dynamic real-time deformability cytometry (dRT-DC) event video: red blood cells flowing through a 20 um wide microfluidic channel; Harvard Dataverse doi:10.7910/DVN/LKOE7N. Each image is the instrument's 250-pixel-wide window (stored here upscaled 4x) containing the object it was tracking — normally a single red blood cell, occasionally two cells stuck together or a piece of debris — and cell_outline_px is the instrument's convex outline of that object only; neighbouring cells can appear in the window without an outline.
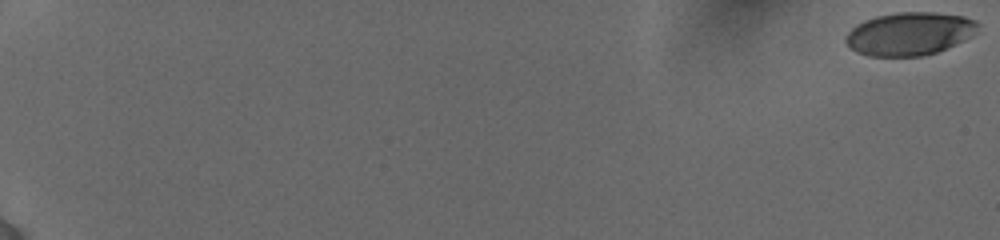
{"species": "human", "species_latin": "Homo sapiens", "temperature_condition": "cold", "stored_images_in_passage": 11, "camera_frame_rate_fps": 3000, "um_per_image_px": 0.085, "donor": {"sex": "female"}, "frame": {"image": 1, "passage_image": 1, "time_ms": 0.0, "image_size_px": [1000, 240], "cell_outline_px": [[980, 24], [972, 36], [964, 40], [936, 52], [920, 56], [868, 56], [856, 52], [844, 40], [848, 32], [856, 24], [864, 20], [876, 16], [900, 12], [936, 12], [964, 16], [976, 20]], "centroid_in_image_um": [77.31, 2.86], "position_along_channel_um": 7.7, "area_um2": 33.12}}
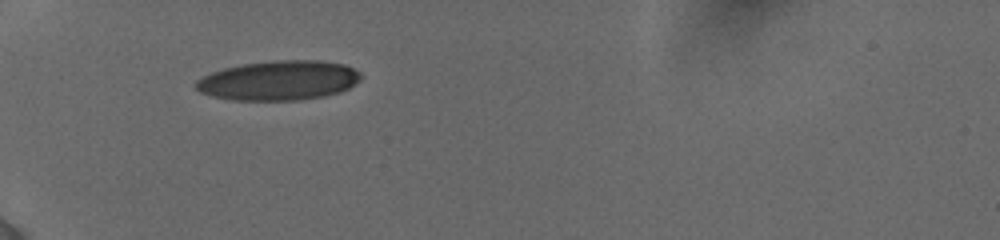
{"frame": {"image": 2, "passage_image": 10, "time_ms": 7.0, "image_size_px": [1000, 240], "cell_outline_px": [[364, 76], [360, 80], [348, 88], [340, 92], [324, 96], [296, 100], [232, 100], [212, 96], [200, 92], [196, 88], [196, 80], [212, 72], [224, 68], [244, 64], [272, 60], [316, 60], [344, 64], [360, 72]], "centroid_in_image_um": [23.71, 6.84], "position_along_channel_um": 61.3, "area_um2": 38.03}}